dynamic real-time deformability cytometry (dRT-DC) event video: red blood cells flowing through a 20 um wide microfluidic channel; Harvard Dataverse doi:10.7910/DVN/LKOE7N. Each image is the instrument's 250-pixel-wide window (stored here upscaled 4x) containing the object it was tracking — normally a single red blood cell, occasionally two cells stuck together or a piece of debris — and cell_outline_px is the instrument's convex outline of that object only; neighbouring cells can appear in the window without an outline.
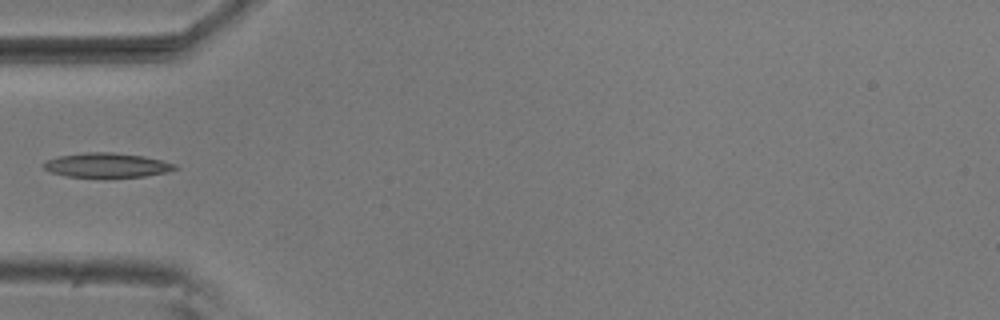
{"species": "common noctule bat (a hibernating species)", "species_latin": "Nyctalus noctula", "temperature_condition": "room temperature", "stored_images_in_passage": 37, "camera_frame_rate_fps": 3000, "um_per_image_px": 0.085, "animal": {"sex": "male", "body_mass_g": 20.5, "forearm_length_mm": 52.5}, "frame": {"image": 1, "passage_image": 1, "time_ms": 0.0, "image_size_px": [1000, 320], "cell_outline_px": [[180, 168], [168, 172], [144, 176], [64, 176], [48, 172], [44, 168], [44, 164], [48, 160], [60, 156], [84, 152], [112, 152], [144, 156], [176, 164]], "centroid_in_image_um": [9.11, 14.03], "position_along_channel_um": 75.9, "area_um2": 18.44}}
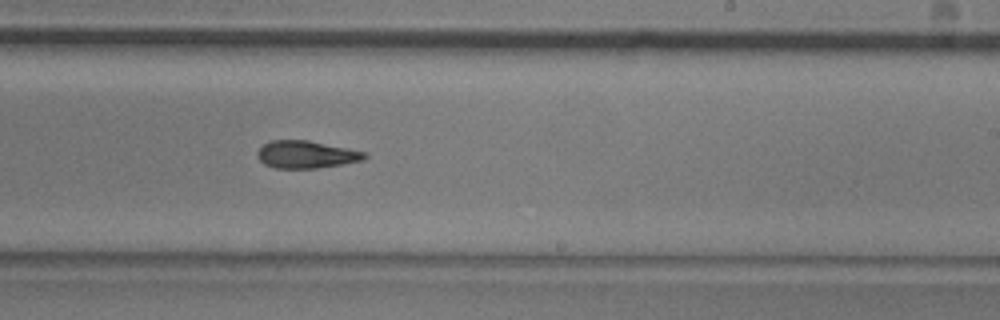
{"frame": {"image": 2, "passage_image": 16, "time_ms": 5.0, "image_size_px": [1000, 320], "cell_outline_px": [[368, 156], [364, 160], [316, 168], [276, 168], [264, 164], [256, 156], [256, 152], [264, 144], [272, 140], [308, 140], [348, 148], [364, 152]], "centroid_in_image_um": [26.0, 13.13], "position_along_channel_um": 263.0, "area_um2": 17.05}}
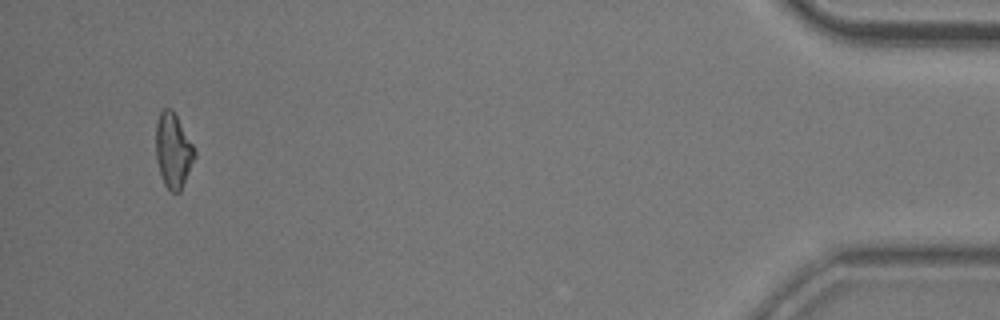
{"frame": {"image": 3, "passage_image": 35, "time_ms": 11.333, "image_size_px": [1000, 320], "cell_outline_px": [[196, 156], [180, 192], [172, 192], [164, 184], [156, 160], [156, 124], [160, 112], [164, 108], [172, 108], [192, 144], [196, 152]], "centroid_in_image_um": [14.72, 12.8], "position_along_channel_um": 420.5, "area_um2": 16.7}}